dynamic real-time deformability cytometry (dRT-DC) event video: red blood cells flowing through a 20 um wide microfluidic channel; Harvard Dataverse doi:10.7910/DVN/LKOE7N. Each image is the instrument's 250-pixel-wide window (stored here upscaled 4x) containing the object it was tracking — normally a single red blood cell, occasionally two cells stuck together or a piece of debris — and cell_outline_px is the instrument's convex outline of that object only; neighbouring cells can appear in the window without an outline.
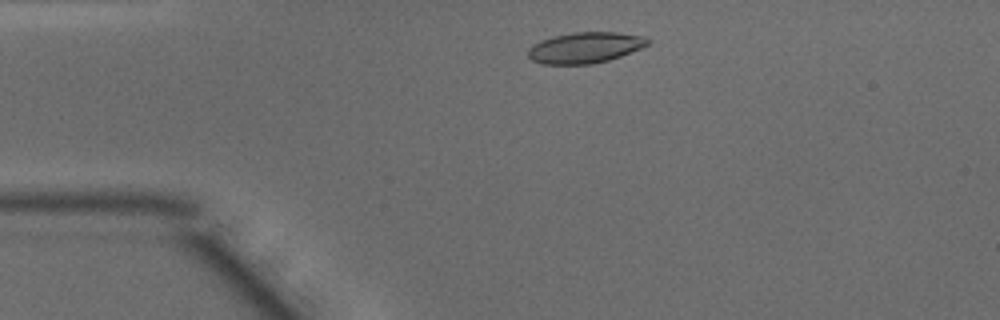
{"species": "common noctule bat (a hibernating species)", "species_latin": "Nyctalus noctula", "temperature_condition": "warm", "stored_images_in_passage": 42, "camera_frame_rate_fps": 3000, "um_per_image_px": 0.085, "animal": {"sex": "male", "body_mass_g": 15.6}, "frame": {"image": 1, "passage_image": 4, "time_ms": 1.0, "image_size_px": [1000, 320], "cell_outline_px": [[652, 44], [620, 56], [608, 60], [592, 64], [544, 64], [532, 60], [528, 56], [528, 48], [532, 44], [556, 36], [572, 32], [616, 32], [644, 36], [652, 40]], "centroid_in_image_um": [49.78, 4.04], "position_along_channel_um": 35.2, "area_um2": 21.56}}
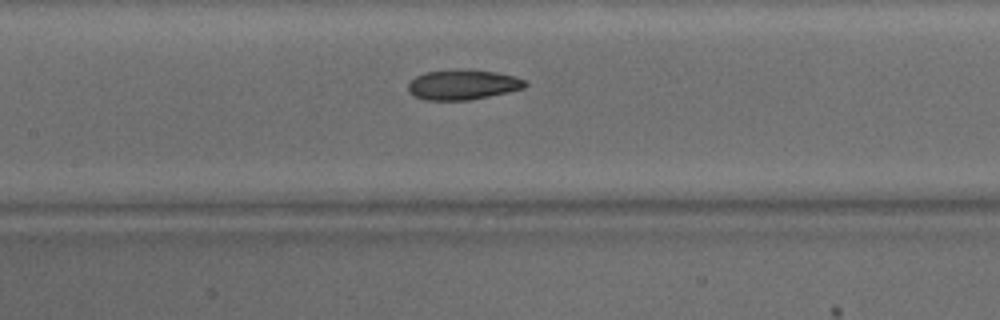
{"frame": {"image": 2, "passage_image": 16, "time_ms": 5.0, "image_size_px": [1000, 320], "cell_outline_px": [[528, 84], [524, 88], [508, 92], [468, 100], [424, 100], [412, 96], [408, 92], [408, 84], [416, 76], [424, 72], [464, 68], [496, 72], [512, 76], [524, 80]], "centroid_in_image_um": [39.29, 7.19], "position_along_channel_um": 168.1, "area_um2": 20.63}}
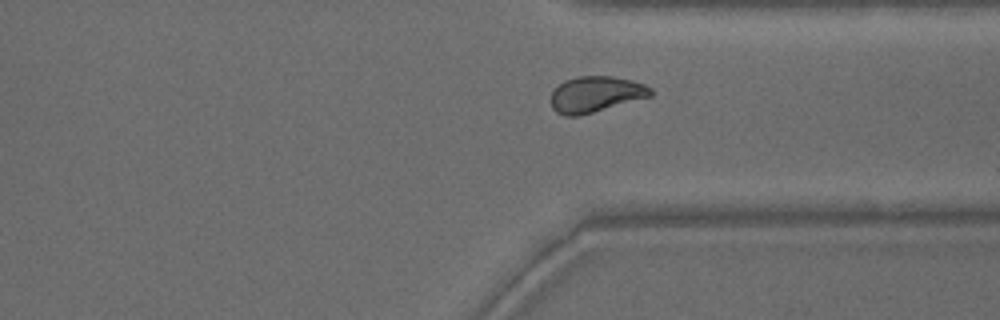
{"frame": {"image": 3, "passage_image": 30, "time_ms": 9.667, "image_size_px": [1000, 320], "cell_outline_px": [[652, 96], [580, 116], [564, 116], [556, 112], [552, 108], [552, 92], [564, 80], [580, 76], [612, 76], [632, 80], [644, 84], [652, 88]], "centroid_in_image_um": [50.65, 8.02], "position_along_channel_um": 360.7, "area_um2": 20.92}, "authors_computed_cell_mechanics": {"area_um2": 20.9525, "velocity_mm_per_s": 4.1342, "shape_relaxation_time_tau1_ms": null, "shape_relaxation_time_tau2_ms": 1.8643, "deformation_change_tau1": null, "deformation_change_tau2": 0.0701}}